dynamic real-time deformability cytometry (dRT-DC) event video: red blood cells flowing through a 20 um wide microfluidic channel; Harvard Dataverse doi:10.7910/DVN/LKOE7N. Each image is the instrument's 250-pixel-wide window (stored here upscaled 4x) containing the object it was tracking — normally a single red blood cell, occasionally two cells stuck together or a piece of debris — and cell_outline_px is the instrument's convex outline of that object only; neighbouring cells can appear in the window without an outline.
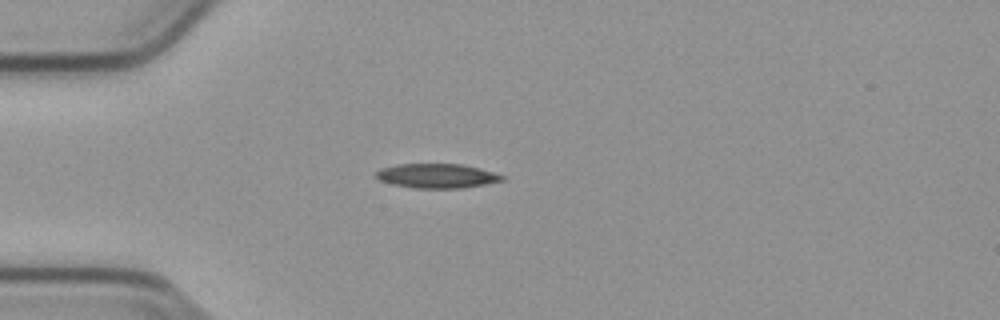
{"species": "common noctule bat (a hibernating species)", "species_latin": "Nyctalus noctula", "temperature_condition": "cold", "stored_images_in_passage": 40, "camera_frame_rate_fps": 3000, "um_per_image_px": 0.085, "animal": {"sex": "male", "body_mass_g": 23.1, "forearm_length_mm": 52.7}, "frame": {"image": 1, "passage_image": 1, "time_ms": 0.0, "image_size_px": [1000, 320], "cell_outline_px": [[504, 180], [484, 184], [460, 188], [416, 188], [392, 184], [380, 180], [372, 176], [380, 168], [396, 164], [460, 164], [480, 168], [504, 176]], "centroid_in_image_um": [37.07, 14.94], "position_along_channel_um": 47.9, "area_um2": 17.86}}
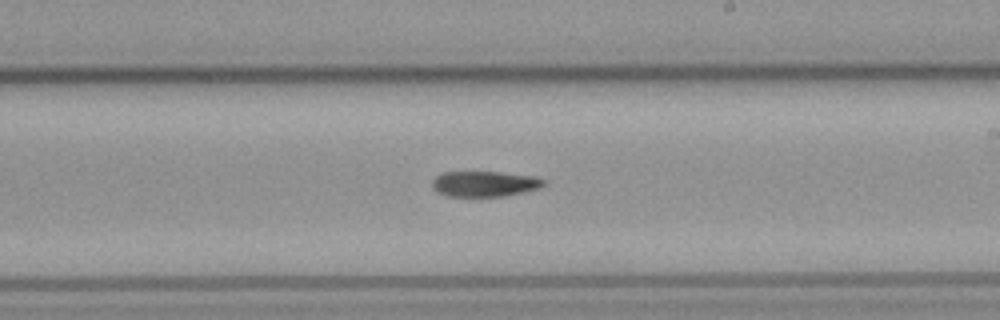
{"frame": {"image": 2, "passage_image": 18, "time_ms": 5.667, "image_size_px": [1000, 320], "cell_outline_px": [[548, 184], [540, 188], [524, 192], [504, 196], [448, 196], [436, 192], [432, 188], [432, 180], [440, 172], [500, 172], [536, 176], [544, 180]], "centroid_in_image_um": [41.2, 15.62], "position_along_channel_um": 247.8, "area_um2": 16.82}}
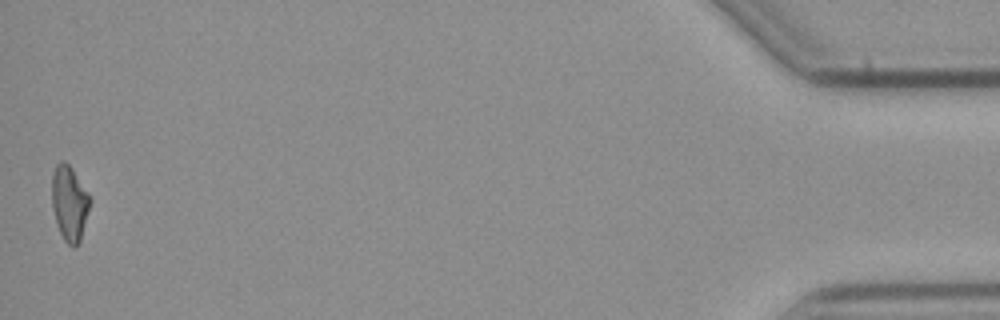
{"frame": {"image": 3, "passage_image": 40, "time_ms": 13.0, "image_size_px": [1000, 320], "cell_outline_px": [[92, 200], [80, 240], [72, 248], [64, 240], [60, 232], [56, 220], [52, 204], [52, 176], [56, 164], [60, 160], [64, 160], [72, 168], [92, 196]], "centroid_in_image_um": [5.93, 17.22], "position_along_channel_um": 429.3, "area_um2": 16.76}}